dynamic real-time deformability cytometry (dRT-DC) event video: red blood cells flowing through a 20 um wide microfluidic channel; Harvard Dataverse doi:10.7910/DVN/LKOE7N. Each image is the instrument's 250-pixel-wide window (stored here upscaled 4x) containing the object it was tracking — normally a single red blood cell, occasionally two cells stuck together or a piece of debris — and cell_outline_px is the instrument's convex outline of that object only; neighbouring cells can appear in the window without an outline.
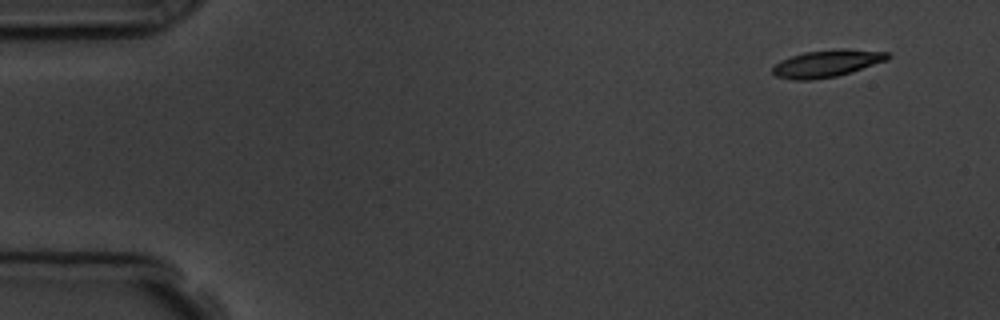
{"species": "common noctule bat (a hibernating species)", "species_latin": "Nyctalus noctula", "temperature_condition": "room temperature", "stored_images_in_passage": 4, "camera_frame_rate_fps": 3000, "um_per_image_px": 0.085, "animal": {"sex": "male", "body_mass_g": 19.5, "forearm_length_mm": 54.6}, "frame": {"image": 1, "passage_image": 1, "time_ms": 0.0, "image_size_px": [1000, 320], "cell_outline_px": [[892, 56], [888, 60], [852, 72], [836, 76], [812, 80], [792, 80], [776, 76], [772, 72], [772, 68], [780, 60], [804, 52], [836, 48], [844, 48], [888, 52]], "centroid_in_image_um": [70.31, 5.38], "position_along_channel_um": 14.7, "area_um2": 18.44}}
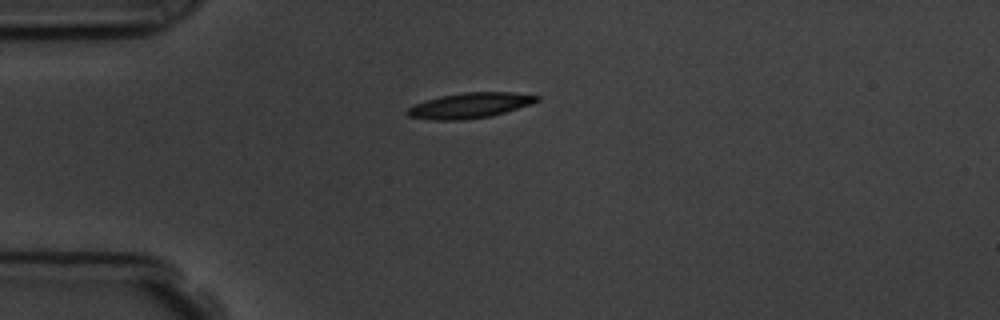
{"frame": {"image": 2, "passage_image": 4, "time_ms": 3.333, "image_size_px": [1000, 320], "cell_outline_px": [[540, 100], [492, 116], [464, 120], [432, 120], [408, 116], [404, 112], [408, 108], [424, 100], [440, 96], [464, 92], [512, 92], [540, 96]], "centroid_in_image_um": [39.89, 8.96], "position_along_channel_um": 45.1, "area_um2": 19.07}}